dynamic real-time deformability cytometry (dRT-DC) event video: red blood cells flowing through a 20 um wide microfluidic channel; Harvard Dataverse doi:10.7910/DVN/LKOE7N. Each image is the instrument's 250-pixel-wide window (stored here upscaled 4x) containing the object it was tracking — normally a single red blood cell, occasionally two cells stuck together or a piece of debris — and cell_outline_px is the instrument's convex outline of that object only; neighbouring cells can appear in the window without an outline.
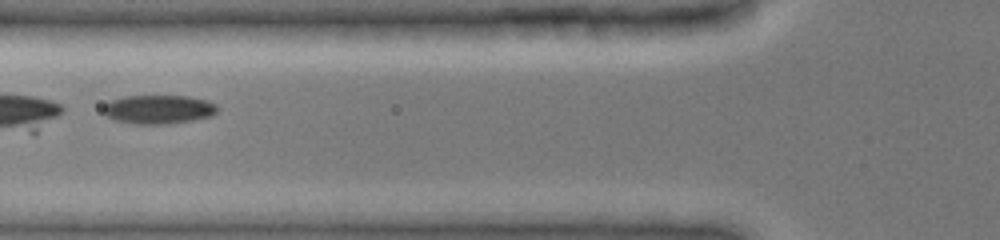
{"species": "common noctule bat (a hibernating species)", "species_latin": "Nyctalus noctula", "temperature_condition": "cold", "stored_images_in_passage": 45, "camera_frame_rate_fps": 3000, "um_per_image_px": 0.085, "animal": {"sex": "female", "body_mass_g": 19.0, "forearm_length_mm": 51.5}, "frame": {"image": 1, "passage_image": 17, "time_ms": 5.333, "image_size_px": [1000, 240], "cell_outline_px": [[220, 108], [212, 116], [192, 120], [168, 124], [136, 124], [116, 120], [100, 112], [100, 108], [104, 104], [112, 100], [124, 96], [188, 96], [208, 100], [216, 104]], "centroid_in_image_um": [13.47, 9.29], "position_along_channel_um": 112.3, "area_um2": 19.42}, "authors_computed_cell_mechanics": {"area_um2": 18.2648, "velocity_mm_per_s": 3.9712, "shape_relaxation_time_tau1_ms": 2.6919, "shape_relaxation_time_tau2_ms": null, "deformation_change_tau1": 0.0953, "deformation_change_tau2": null}}